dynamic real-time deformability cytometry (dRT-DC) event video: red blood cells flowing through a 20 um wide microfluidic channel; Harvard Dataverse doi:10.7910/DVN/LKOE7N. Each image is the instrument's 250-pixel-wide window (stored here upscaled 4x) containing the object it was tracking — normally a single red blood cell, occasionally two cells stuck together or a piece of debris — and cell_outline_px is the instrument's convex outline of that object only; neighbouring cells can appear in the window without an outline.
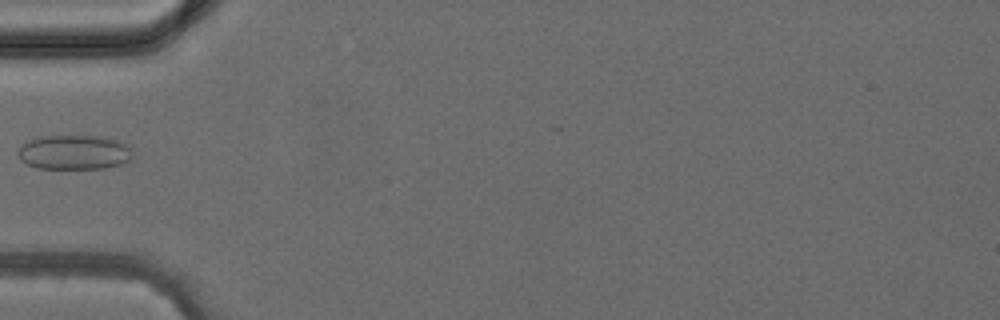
{"species": "common noctule bat (a hibernating species)", "species_latin": "Nyctalus noctula", "temperature_condition": "cold", "stored_images_in_passage": 3, "camera_frame_rate_fps": 3000, "um_per_image_px": 0.085, "animal": {"sex": "female", "body_mass_g": 24.6, "forearm_length_mm": 56.2}, "frame": {"image": 1, "passage_image": 3, "time_ms": 2.333, "image_size_px": [1000, 320], "cell_outline_px": [[132, 156], [124, 164], [104, 168], [36, 168], [20, 160], [16, 152], [20, 144], [28, 140], [40, 136], [104, 136], [120, 140], [128, 144], [132, 152]], "centroid_in_image_um": [6.3, 12.93], "position_along_channel_um": 78.7, "area_um2": 23.47}}